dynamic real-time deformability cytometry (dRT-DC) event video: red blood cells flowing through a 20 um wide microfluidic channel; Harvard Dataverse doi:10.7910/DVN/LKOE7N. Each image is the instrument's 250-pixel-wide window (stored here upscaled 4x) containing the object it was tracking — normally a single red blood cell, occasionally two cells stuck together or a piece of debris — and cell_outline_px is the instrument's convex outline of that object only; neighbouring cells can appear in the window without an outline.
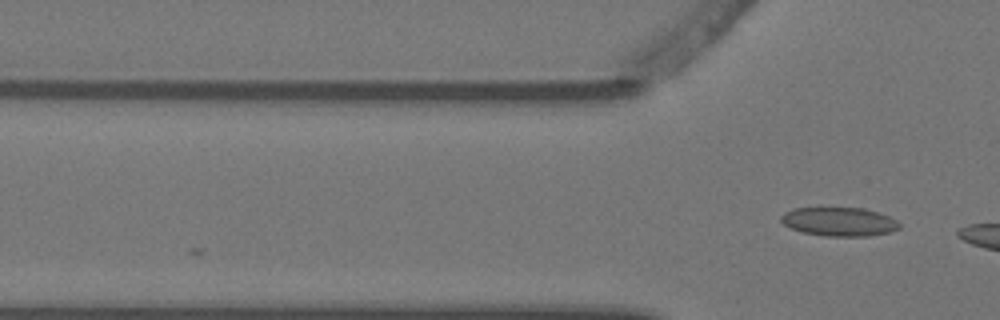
{"species": "Egyptian fruit bat (a non-hibernating species)", "species_latin": "Rousettus aegyptiacus", "temperature_condition": "warm", "stored_images_in_passage": 3, "camera_frame_rate_fps": 3000, "um_per_image_px": 0.085, "animal": {"sex": "female"}, "frame": {"image": 1, "passage_image": 3, "time_ms": 0.667, "image_size_px": [1000, 320], "cell_outline_px": [[900, 228], [892, 232], [868, 236], [824, 236], [804, 232], [792, 228], [784, 224], [780, 220], [780, 216], [784, 212], [796, 208], [864, 208], [880, 212], [896, 220], [900, 224]], "centroid_in_image_um": [71.36, 18.84], "position_along_channel_um": 54.4, "area_um2": 19.88}}